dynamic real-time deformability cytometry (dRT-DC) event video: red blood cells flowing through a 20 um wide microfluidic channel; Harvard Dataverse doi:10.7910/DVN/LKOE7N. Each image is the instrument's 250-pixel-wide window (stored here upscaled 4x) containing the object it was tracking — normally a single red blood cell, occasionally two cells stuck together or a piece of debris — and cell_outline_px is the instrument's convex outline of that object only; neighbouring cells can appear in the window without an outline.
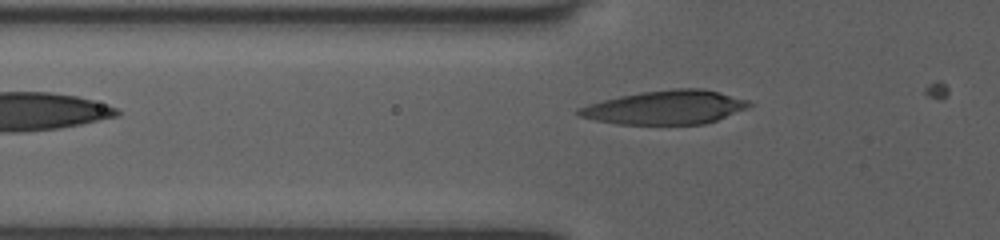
{"species": "human", "species_latin": "Homo sapiens", "temperature_condition": "room temperature", "stored_images_in_passage": 12, "camera_frame_rate_fps": 3000, "um_per_image_px": 0.085, "donor": {"sex": "female"}, "frame": {"image": 1, "passage_image": 12, "time_ms": 3.667, "image_size_px": [1000, 240], "cell_outline_px": [[756, 104], [748, 108], [716, 120], [704, 124], [616, 124], [596, 120], [580, 116], [576, 112], [576, 108], [588, 104], [620, 96], [640, 92], [672, 88], [700, 88], [748, 100]], "centroid_in_image_um": [56.56, 9.13], "position_along_channel_um": 69.2, "area_um2": 33.47}}